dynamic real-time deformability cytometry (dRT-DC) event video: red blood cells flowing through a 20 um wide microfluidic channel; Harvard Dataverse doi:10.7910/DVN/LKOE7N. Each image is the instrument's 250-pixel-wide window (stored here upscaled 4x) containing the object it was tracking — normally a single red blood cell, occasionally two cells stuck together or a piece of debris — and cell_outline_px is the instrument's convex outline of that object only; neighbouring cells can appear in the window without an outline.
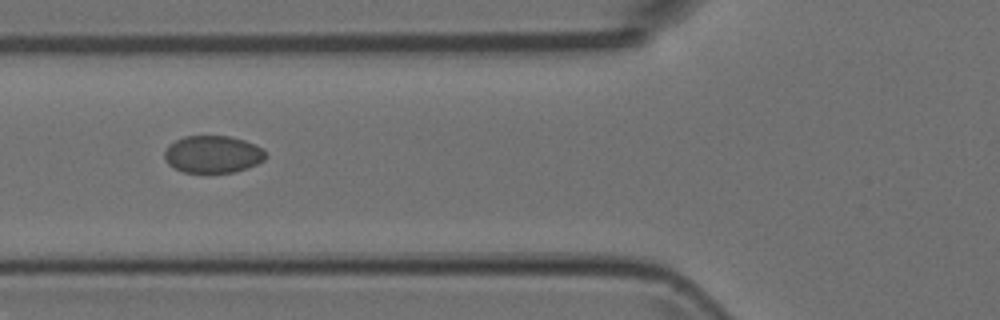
{"species": "Egyptian fruit bat (a non-hibernating species)", "species_latin": "Rousettus aegyptiacus", "temperature_condition": "room temperature", "stored_images_in_passage": 6, "camera_frame_rate_fps": 3000, "um_per_image_px": 0.085, "animal": {"sex": "female"}, "frame": {"image": 1, "passage_image": 3, "time_ms": 0.667, "image_size_px": [1000, 320], "cell_outline_px": [[268, 156], [264, 160], [248, 168], [232, 172], [184, 172], [168, 164], [164, 160], [164, 152], [168, 144], [184, 136], [228, 136], [244, 140], [264, 148], [268, 152]], "centroid_in_image_um": [18.11, 13.1], "position_along_channel_um": 107.7, "area_um2": 22.14}}
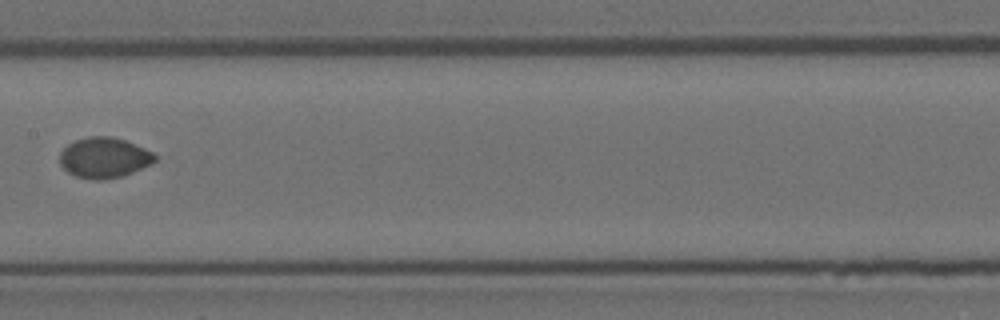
{"frame": {"image": 2, "passage_image": 5, "time_ms": 1.333, "image_size_px": [1000, 320], "cell_outline_px": [[156, 160], [152, 164], [132, 172], [120, 176], [104, 180], [92, 180], [76, 176], [68, 172], [60, 164], [60, 152], [68, 144], [76, 140], [88, 136], [112, 136], [124, 140], [144, 148], [152, 152], [156, 156]], "centroid_in_image_um": [8.84, 13.4], "position_along_channel_um": 198.6, "area_um2": 22.37}}
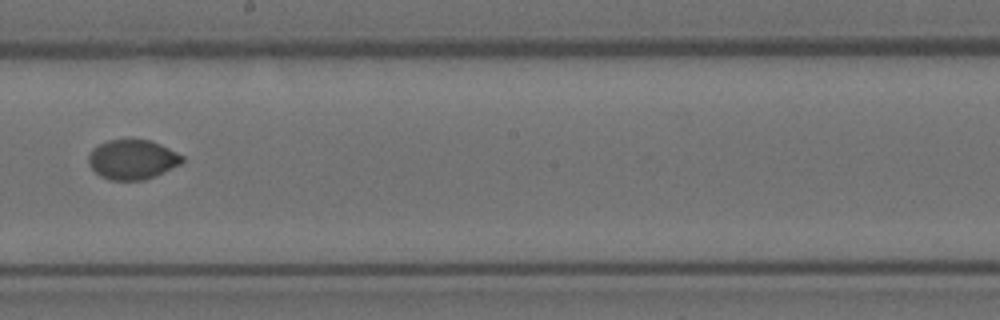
{"frame": {"image": 3, "passage_image": 6, "time_ms": 1.667, "image_size_px": [1000, 320], "cell_outline_px": [[184, 160], [180, 164], [156, 176], [144, 180], [108, 180], [100, 176], [88, 164], [88, 156], [92, 148], [108, 140], [128, 136], [148, 140], [160, 144], [184, 156]], "centroid_in_image_um": [11.23, 13.52], "position_along_channel_um": 237.0, "area_um2": 22.2}}